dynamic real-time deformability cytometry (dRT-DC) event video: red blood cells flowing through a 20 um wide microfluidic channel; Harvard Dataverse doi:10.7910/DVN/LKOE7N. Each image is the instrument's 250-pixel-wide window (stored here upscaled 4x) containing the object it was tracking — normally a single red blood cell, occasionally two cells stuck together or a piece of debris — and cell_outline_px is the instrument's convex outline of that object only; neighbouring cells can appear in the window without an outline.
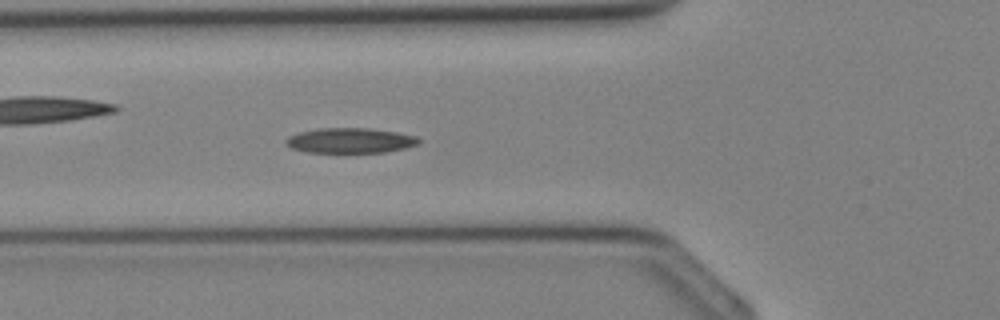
{"species": "Egyptian fruit bat (a non-hibernating species)", "species_latin": "Rousettus aegyptiacus", "temperature_condition": "cold", "stored_images_in_passage": 32, "camera_frame_rate_fps": 3000, "um_per_image_px": 0.085, "animal": {"sex": "female"}, "frame": {"image": 1, "passage_image": 10, "time_ms": 3.0, "image_size_px": [1000, 320], "cell_outline_px": [[420, 144], [404, 148], [384, 152], [304, 152], [292, 148], [284, 144], [284, 140], [288, 136], [300, 132], [316, 128], [368, 128], [396, 132], [416, 136], [420, 140]], "centroid_in_image_um": [29.73, 11.94], "position_along_channel_um": 96.1, "area_um2": 19.48}}
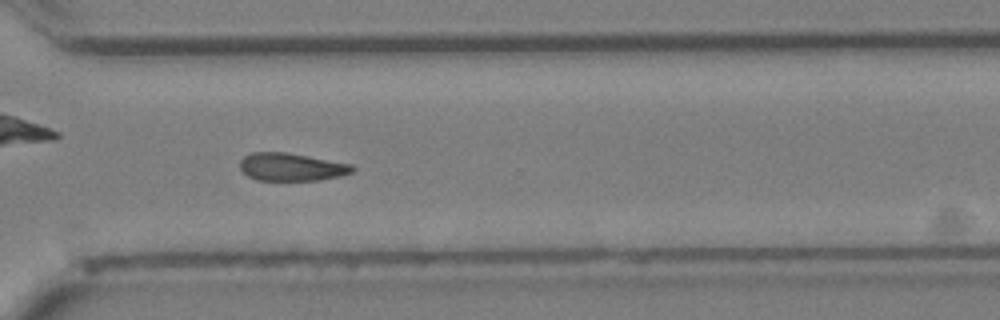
{"frame": {"image": 2, "passage_image": 23, "time_ms": 7.333, "image_size_px": [1000, 320], "cell_outline_px": [[356, 168], [352, 172], [340, 176], [320, 180], [256, 180], [248, 176], [240, 168], [240, 160], [244, 156], [252, 152], [288, 152], [352, 164]], "centroid_in_image_um": [24.78, 14.18], "position_along_channel_um": 345.8, "area_um2": 18.32}}